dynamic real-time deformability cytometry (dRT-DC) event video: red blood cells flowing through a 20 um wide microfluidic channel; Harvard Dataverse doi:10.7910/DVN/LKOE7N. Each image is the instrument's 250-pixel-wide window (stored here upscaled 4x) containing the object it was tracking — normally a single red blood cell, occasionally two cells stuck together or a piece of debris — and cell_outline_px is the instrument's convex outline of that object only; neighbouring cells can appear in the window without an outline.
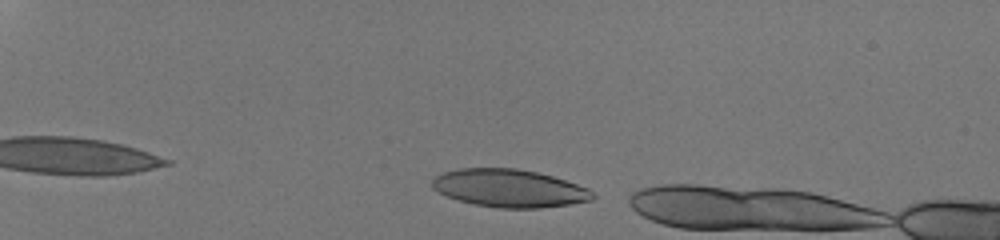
{"species": "human", "species_latin": "Homo sapiens", "temperature_condition": "room temperature", "stored_images_in_passage": 7, "camera_frame_rate_fps": 3000, "um_per_image_px": 0.085, "donor": {"sex": "male"}, "frame": {"image": 1, "passage_image": 2, "time_ms": 0.333, "image_size_px": [1000, 240], "cell_outline_px": [[596, 196], [592, 200], [568, 204], [540, 208], [500, 208], [476, 204], [460, 200], [448, 196], [432, 188], [432, 180], [436, 176], [444, 172], [460, 168], [516, 168], [536, 172], [552, 176], [588, 188]], "centroid_in_image_um": [43.3, 15.99], "position_along_channel_um": 41.7, "area_um2": 35.03}}